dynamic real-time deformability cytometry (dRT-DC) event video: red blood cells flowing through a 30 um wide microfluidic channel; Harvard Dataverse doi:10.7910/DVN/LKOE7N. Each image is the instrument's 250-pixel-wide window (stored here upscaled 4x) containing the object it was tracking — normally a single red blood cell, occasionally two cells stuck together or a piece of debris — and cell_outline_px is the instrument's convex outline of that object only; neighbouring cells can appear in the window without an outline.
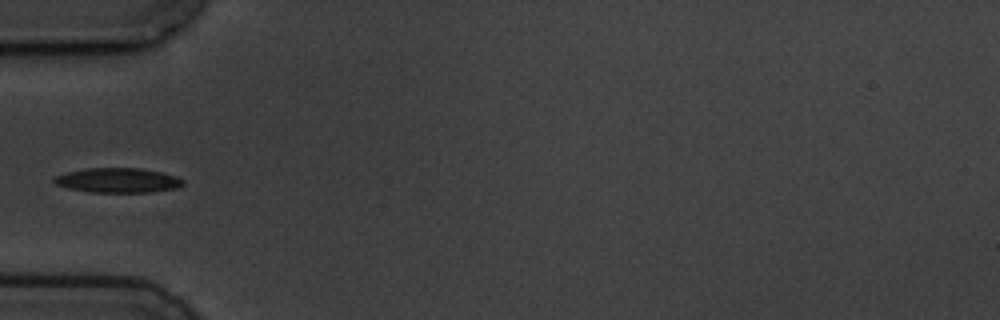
{"species": "common noctule bat (a hibernating species)", "species_latin": "Nyctalus noctula", "temperature_condition": "cold", "stored_images_in_passage": 7, "camera_frame_rate_fps": 3000, "um_per_image_px": 0.085, "animal": {"sex": "male", "body_mass_g": 19.5, "forearm_length_mm": 54.6}, "frame": {"image": 1, "passage_image": 6, "time_ms": 6.0, "image_size_px": [1000, 320], "cell_outline_px": [[184, 184], [180, 188], [152, 192], [88, 192], [68, 188], [56, 184], [52, 180], [56, 176], [68, 172], [88, 168], [140, 168], [160, 172], [176, 176], [184, 180]], "centroid_in_image_um": [10.06, 15.33], "position_along_channel_um": 74.9, "area_um2": 18.55}}